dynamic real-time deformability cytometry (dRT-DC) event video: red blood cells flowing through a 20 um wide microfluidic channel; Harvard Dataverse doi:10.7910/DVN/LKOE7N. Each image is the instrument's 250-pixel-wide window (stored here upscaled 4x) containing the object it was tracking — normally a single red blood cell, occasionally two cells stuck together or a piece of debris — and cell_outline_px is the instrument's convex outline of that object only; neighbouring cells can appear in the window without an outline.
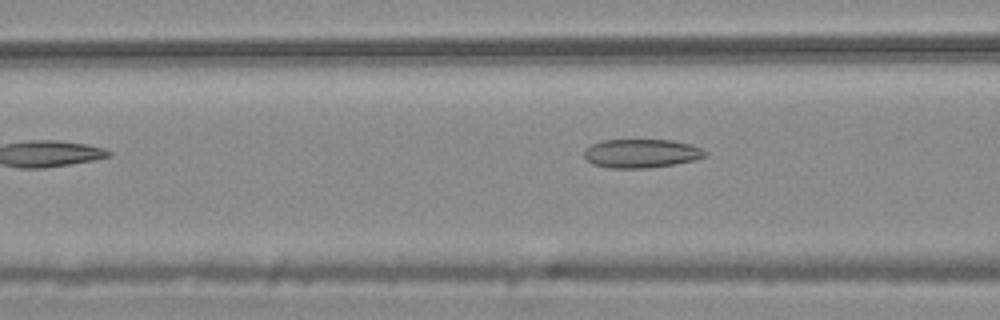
{"species": "common noctule bat (a hibernating species)", "species_latin": "Nyctalus noctula", "temperature_condition": "warm", "stored_images_in_passage": 5, "camera_frame_rate_fps": 3000, "um_per_image_px": 0.085, "animal": {"sex": "male", "body_mass_g": 20.4}, "frame": {"image": 1, "passage_image": 5, "time_ms": 1.333, "image_size_px": [1000, 320], "cell_outline_px": [[708, 152], [704, 156], [696, 160], [648, 168], [612, 168], [592, 164], [584, 156], [584, 148], [592, 144], [604, 140], [672, 140], [692, 144]], "centroid_in_image_um": [54.51, 13.03], "position_along_channel_um": 112.1, "area_um2": 20.23}}